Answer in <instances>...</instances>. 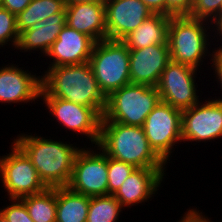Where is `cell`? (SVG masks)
Wrapping results in <instances>:
<instances>
[{"label": "cell", "mask_w": 222, "mask_h": 222, "mask_svg": "<svg viewBox=\"0 0 222 222\" xmlns=\"http://www.w3.org/2000/svg\"><path fill=\"white\" fill-rule=\"evenodd\" d=\"M40 97H56L93 108L103 117L107 97L102 93L89 62L47 67L41 76Z\"/></svg>", "instance_id": "obj_1"}, {"label": "cell", "mask_w": 222, "mask_h": 222, "mask_svg": "<svg viewBox=\"0 0 222 222\" xmlns=\"http://www.w3.org/2000/svg\"><path fill=\"white\" fill-rule=\"evenodd\" d=\"M11 143V152L0 156V180L8 199H21L45 191L48 187L30 159L14 142Z\"/></svg>", "instance_id": "obj_8"}, {"label": "cell", "mask_w": 222, "mask_h": 222, "mask_svg": "<svg viewBox=\"0 0 222 222\" xmlns=\"http://www.w3.org/2000/svg\"><path fill=\"white\" fill-rule=\"evenodd\" d=\"M40 100L49 110V116L51 114L59 122L58 125L75 132L76 136H86V141L89 139L91 142L89 145H98L102 117L93 108L56 97H40Z\"/></svg>", "instance_id": "obj_11"}, {"label": "cell", "mask_w": 222, "mask_h": 222, "mask_svg": "<svg viewBox=\"0 0 222 222\" xmlns=\"http://www.w3.org/2000/svg\"><path fill=\"white\" fill-rule=\"evenodd\" d=\"M19 33L16 27V15L0 7V48L6 44L16 49Z\"/></svg>", "instance_id": "obj_26"}, {"label": "cell", "mask_w": 222, "mask_h": 222, "mask_svg": "<svg viewBox=\"0 0 222 222\" xmlns=\"http://www.w3.org/2000/svg\"><path fill=\"white\" fill-rule=\"evenodd\" d=\"M159 101L156 87L130 83L107 97L101 122L143 127L145 119Z\"/></svg>", "instance_id": "obj_5"}, {"label": "cell", "mask_w": 222, "mask_h": 222, "mask_svg": "<svg viewBox=\"0 0 222 222\" xmlns=\"http://www.w3.org/2000/svg\"><path fill=\"white\" fill-rule=\"evenodd\" d=\"M97 146L107 156L135 168H166L168 165L150 147L143 127L101 122Z\"/></svg>", "instance_id": "obj_3"}, {"label": "cell", "mask_w": 222, "mask_h": 222, "mask_svg": "<svg viewBox=\"0 0 222 222\" xmlns=\"http://www.w3.org/2000/svg\"><path fill=\"white\" fill-rule=\"evenodd\" d=\"M200 211L201 210H198L197 207L187 209V212H184V215L179 219L180 221L178 220L177 222H214Z\"/></svg>", "instance_id": "obj_32"}, {"label": "cell", "mask_w": 222, "mask_h": 222, "mask_svg": "<svg viewBox=\"0 0 222 222\" xmlns=\"http://www.w3.org/2000/svg\"><path fill=\"white\" fill-rule=\"evenodd\" d=\"M153 14L166 15V0H141Z\"/></svg>", "instance_id": "obj_33"}, {"label": "cell", "mask_w": 222, "mask_h": 222, "mask_svg": "<svg viewBox=\"0 0 222 222\" xmlns=\"http://www.w3.org/2000/svg\"><path fill=\"white\" fill-rule=\"evenodd\" d=\"M131 84L156 87L171 61L169 45H152L129 50Z\"/></svg>", "instance_id": "obj_17"}, {"label": "cell", "mask_w": 222, "mask_h": 222, "mask_svg": "<svg viewBox=\"0 0 222 222\" xmlns=\"http://www.w3.org/2000/svg\"><path fill=\"white\" fill-rule=\"evenodd\" d=\"M222 13V0H193L189 17L214 23Z\"/></svg>", "instance_id": "obj_27"}, {"label": "cell", "mask_w": 222, "mask_h": 222, "mask_svg": "<svg viewBox=\"0 0 222 222\" xmlns=\"http://www.w3.org/2000/svg\"><path fill=\"white\" fill-rule=\"evenodd\" d=\"M34 222H56V187L20 199Z\"/></svg>", "instance_id": "obj_23"}, {"label": "cell", "mask_w": 222, "mask_h": 222, "mask_svg": "<svg viewBox=\"0 0 222 222\" xmlns=\"http://www.w3.org/2000/svg\"><path fill=\"white\" fill-rule=\"evenodd\" d=\"M66 25L91 37L107 39L105 3H78L65 6Z\"/></svg>", "instance_id": "obj_19"}, {"label": "cell", "mask_w": 222, "mask_h": 222, "mask_svg": "<svg viewBox=\"0 0 222 222\" xmlns=\"http://www.w3.org/2000/svg\"><path fill=\"white\" fill-rule=\"evenodd\" d=\"M166 170V168H135L113 196L123 208L149 202V199L151 201L161 189L159 187L162 181L164 182Z\"/></svg>", "instance_id": "obj_15"}, {"label": "cell", "mask_w": 222, "mask_h": 222, "mask_svg": "<svg viewBox=\"0 0 222 222\" xmlns=\"http://www.w3.org/2000/svg\"><path fill=\"white\" fill-rule=\"evenodd\" d=\"M125 210L113 195L90 197L86 222H117Z\"/></svg>", "instance_id": "obj_24"}, {"label": "cell", "mask_w": 222, "mask_h": 222, "mask_svg": "<svg viewBox=\"0 0 222 222\" xmlns=\"http://www.w3.org/2000/svg\"><path fill=\"white\" fill-rule=\"evenodd\" d=\"M89 203L90 197L68 186L56 187V222H86Z\"/></svg>", "instance_id": "obj_21"}, {"label": "cell", "mask_w": 222, "mask_h": 222, "mask_svg": "<svg viewBox=\"0 0 222 222\" xmlns=\"http://www.w3.org/2000/svg\"><path fill=\"white\" fill-rule=\"evenodd\" d=\"M9 64L0 67V103L30 104L38 101L42 89L41 75L24 70L18 64Z\"/></svg>", "instance_id": "obj_13"}, {"label": "cell", "mask_w": 222, "mask_h": 222, "mask_svg": "<svg viewBox=\"0 0 222 222\" xmlns=\"http://www.w3.org/2000/svg\"><path fill=\"white\" fill-rule=\"evenodd\" d=\"M64 0H32L31 3L16 15V27L20 34L30 29L36 22H43L54 13L65 8Z\"/></svg>", "instance_id": "obj_22"}, {"label": "cell", "mask_w": 222, "mask_h": 222, "mask_svg": "<svg viewBox=\"0 0 222 222\" xmlns=\"http://www.w3.org/2000/svg\"><path fill=\"white\" fill-rule=\"evenodd\" d=\"M197 70L189 65L170 61L156 86L160 100L180 110L196 105L200 101L197 94L200 90L195 83Z\"/></svg>", "instance_id": "obj_10"}, {"label": "cell", "mask_w": 222, "mask_h": 222, "mask_svg": "<svg viewBox=\"0 0 222 222\" xmlns=\"http://www.w3.org/2000/svg\"><path fill=\"white\" fill-rule=\"evenodd\" d=\"M213 24H214V38L212 39H216L217 37L216 42L221 43L222 42V16H220ZM217 48L222 49V43L219 47L217 46Z\"/></svg>", "instance_id": "obj_34"}, {"label": "cell", "mask_w": 222, "mask_h": 222, "mask_svg": "<svg viewBox=\"0 0 222 222\" xmlns=\"http://www.w3.org/2000/svg\"><path fill=\"white\" fill-rule=\"evenodd\" d=\"M210 62H211L210 63L211 69L213 70V73H215L213 75H215L214 77L218 79V80L215 79V81L219 83L218 85H220L222 89V49L214 48ZM215 98L222 100V98L220 99L219 97L217 98L216 96Z\"/></svg>", "instance_id": "obj_30"}, {"label": "cell", "mask_w": 222, "mask_h": 222, "mask_svg": "<svg viewBox=\"0 0 222 222\" xmlns=\"http://www.w3.org/2000/svg\"><path fill=\"white\" fill-rule=\"evenodd\" d=\"M66 25V9L54 13L43 22H36L30 29L19 34L16 49L20 52L40 51L39 55L44 56L50 50L52 44L58 38V34Z\"/></svg>", "instance_id": "obj_18"}, {"label": "cell", "mask_w": 222, "mask_h": 222, "mask_svg": "<svg viewBox=\"0 0 222 222\" xmlns=\"http://www.w3.org/2000/svg\"><path fill=\"white\" fill-rule=\"evenodd\" d=\"M151 15L141 0H105L107 39L122 41Z\"/></svg>", "instance_id": "obj_14"}, {"label": "cell", "mask_w": 222, "mask_h": 222, "mask_svg": "<svg viewBox=\"0 0 222 222\" xmlns=\"http://www.w3.org/2000/svg\"><path fill=\"white\" fill-rule=\"evenodd\" d=\"M170 16L153 14L145 19L122 42L129 50L141 49L152 45H168Z\"/></svg>", "instance_id": "obj_20"}, {"label": "cell", "mask_w": 222, "mask_h": 222, "mask_svg": "<svg viewBox=\"0 0 222 222\" xmlns=\"http://www.w3.org/2000/svg\"><path fill=\"white\" fill-rule=\"evenodd\" d=\"M9 201L11 202L9 205L0 209L8 222H34L20 199H9Z\"/></svg>", "instance_id": "obj_28"}, {"label": "cell", "mask_w": 222, "mask_h": 222, "mask_svg": "<svg viewBox=\"0 0 222 222\" xmlns=\"http://www.w3.org/2000/svg\"><path fill=\"white\" fill-rule=\"evenodd\" d=\"M95 43L88 35L65 25L45 55L50 60L48 67L78 65L89 62Z\"/></svg>", "instance_id": "obj_16"}, {"label": "cell", "mask_w": 222, "mask_h": 222, "mask_svg": "<svg viewBox=\"0 0 222 222\" xmlns=\"http://www.w3.org/2000/svg\"><path fill=\"white\" fill-rule=\"evenodd\" d=\"M0 222H8L6 217L0 212Z\"/></svg>", "instance_id": "obj_36"}, {"label": "cell", "mask_w": 222, "mask_h": 222, "mask_svg": "<svg viewBox=\"0 0 222 222\" xmlns=\"http://www.w3.org/2000/svg\"><path fill=\"white\" fill-rule=\"evenodd\" d=\"M89 63L106 97L131 83L129 49L122 41L106 39L96 42Z\"/></svg>", "instance_id": "obj_6"}, {"label": "cell", "mask_w": 222, "mask_h": 222, "mask_svg": "<svg viewBox=\"0 0 222 222\" xmlns=\"http://www.w3.org/2000/svg\"><path fill=\"white\" fill-rule=\"evenodd\" d=\"M32 0H0V7L17 15L22 12Z\"/></svg>", "instance_id": "obj_31"}, {"label": "cell", "mask_w": 222, "mask_h": 222, "mask_svg": "<svg viewBox=\"0 0 222 222\" xmlns=\"http://www.w3.org/2000/svg\"><path fill=\"white\" fill-rule=\"evenodd\" d=\"M213 32L214 24L209 21L189 16H171L168 28L171 61L199 69L204 59L212 58L214 48L210 50L212 52L208 49L213 43L210 40L214 38Z\"/></svg>", "instance_id": "obj_4"}, {"label": "cell", "mask_w": 222, "mask_h": 222, "mask_svg": "<svg viewBox=\"0 0 222 222\" xmlns=\"http://www.w3.org/2000/svg\"><path fill=\"white\" fill-rule=\"evenodd\" d=\"M66 5L78 3H105V0H64Z\"/></svg>", "instance_id": "obj_35"}, {"label": "cell", "mask_w": 222, "mask_h": 222, "mask_svg": "<svg viewBox=\"0 0 222 222\" xmlns=\"http://www.w3.org/2000/svg\"><path fill=\"white\" fill-rule=\"evenodd\" d=\"M20 134L13 142L30 159L43 183L48 188L68 186L75 156L82 147L37 134Z\"/></svg>", "instance_id": "obj_2"}, {"label": "cell", "mask_w": 222, "mask_h": 222, "mask_svg": "<svg viewBox=\"0 0 222 222\" xmlns=\"http://www.w3.org/2000/svg\"><path fill=\"white\" fill-rule=\"evenodd\" d=\"M135 167L108 156V195H113Z\"/></svg>", "instance_id": "obj_25"}, {"label": "cell", "mask_w": 222, "mask_h": 222, "mask_svg": "<svg viewBox=\"0 0 222 222\" xmlns=\"http://www.w3.org/2000/svg\"><path fill=\"white\" fill-rule=\"evenodd\" d=\"M181 122L182 110L161 100L145 119L143 129L149 145L166 164L174 146L182 142Z\"/></svg>", "instance_id": "obj_7"}, {"label": "cell", "mask_w": 222, "mask_h": 222, "mask_svg": "<svg viewBox=\"0 0 222 222\" xmlns=\"http://www.w3.org/2000/svg\"><path fill=\"white\" fill-rule=\"evenodd\" d=\"M193 0H166L167 16H189Z\"/></svg>", "instance_id": "obj_29"}, {"label": "cell", "mask_w": 222, "mask_h": 222, "mask_svg": "<svg viewBox=\"0 0 222 222\" xmlns=\"http://www.w3.org/2000/svg\"><path fill=\"white\" fill-rule=\"evenodd\" d=\"M207 99L182 110L183 143L210 142L222 137V100Z\"/></svg>", "instance_id": "obj_12"}, {"label": "cell", "mask_w": 222, "mask_h": 222, "mask_svg": "<svg viewBox=\"0 0 222 222\" xmlns=\"http://www.w3.org/2000/svg\"><path fill=\"white\" fill-rule=\"evenodd\" d=\"M90 147L76 154L68 187L88 197L108 195V156L97 145Z\"/></svg>", "instance_id": "obj_9"}]
</instances>
